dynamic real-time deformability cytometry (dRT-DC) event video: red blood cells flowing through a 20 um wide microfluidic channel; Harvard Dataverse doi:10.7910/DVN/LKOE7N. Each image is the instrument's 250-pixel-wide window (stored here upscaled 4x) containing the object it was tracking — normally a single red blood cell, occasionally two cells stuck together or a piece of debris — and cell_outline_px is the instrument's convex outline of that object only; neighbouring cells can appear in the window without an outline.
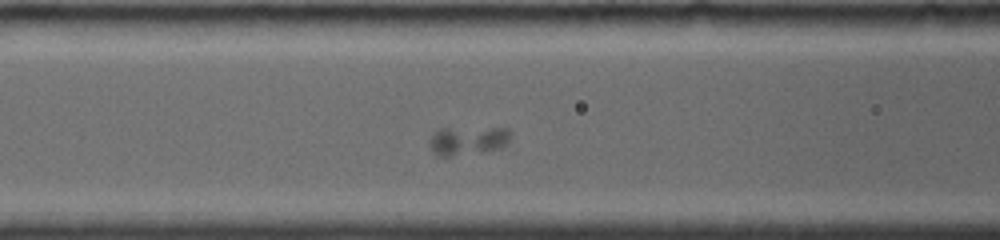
{"species": "common noctule bat (a hibernating species)", "species_latin": "Nyctalus noctula", "temperature_condition": "room temperature", "stored_images_in_passage": 16, "camera_frame_rate_fps": 4000, "um_per_image_px": 0.085, "animal": {"sex": "female", "body_mass_g": 19.0, "forearm_length_mm": 56.7}, "frame": {"image": 1, "passage_image": 5, "time_ms": 1.75, "image_size_px": [1000, 240], "cell_outline_px": [[508, 140], [500, 148], [448, 156], [436, 156], [432, 152], [428, 140], [436, 132], [444, 128], [508, 128]], "centroid_in_image_um": [39.69, 11.94], "position_along_channel_um": 126.9, "area_um2": 13.06}}
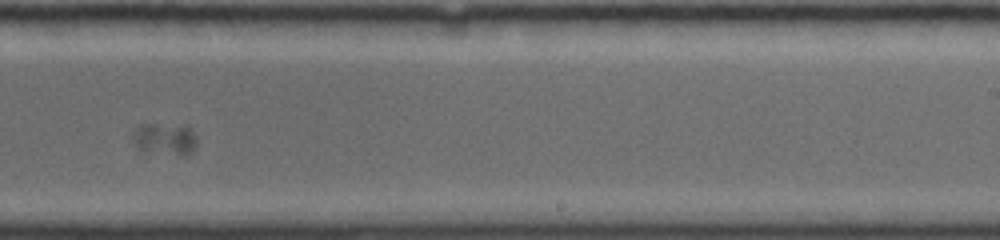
{"frame": {"image": 2, "passage_image": 14, "time_ms": 6.0, "image_size_px": [1000, 240], "cell_outline_px": [[196, 144], [192, 152], [176, 152], [140, 148], [136, 144], [132, 136], [140, 128], [148, 124], [156, 124], [188, 128], [196, 136]], "centroid_in_image_um": [14.06, 11.76], "position_along_channel_um": 274.9, "area_um2": 10.29}}